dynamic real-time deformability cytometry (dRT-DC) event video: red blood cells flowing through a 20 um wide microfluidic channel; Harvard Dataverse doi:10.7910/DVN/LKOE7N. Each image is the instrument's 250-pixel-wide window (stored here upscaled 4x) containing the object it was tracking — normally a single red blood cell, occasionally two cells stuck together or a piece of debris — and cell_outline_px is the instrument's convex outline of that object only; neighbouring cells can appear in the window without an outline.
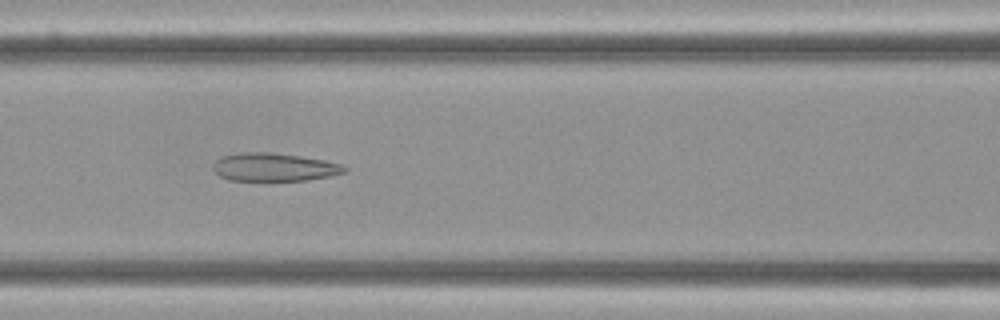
{"species": "Egyptian fruit bat (a non-hibernating species)", "species_latin": "Rousettus aegyptiacus", "temperature_condition": "cold", "stored_images_in_passage": 43, "camera_frame_rate_fps": 3000, "um_per_image_px": 0.085, "frame": {"image": 1, "passage_image": 10, "time_ms": 3.0, "image_size_px": [1000, 320], "cell_outline_px": [[348, 172], [308, 180], [228, 180], [220, 176], [212, 168], [212, 164], [220, 156], [240, 152], [268, 152], [300, 156], [324, 160], [340, 164], [348, 168]], "centroid_in_image_um": [23.28, 14.2], "position_along_channel_um": 143.3, "area_um2": 21.56}}
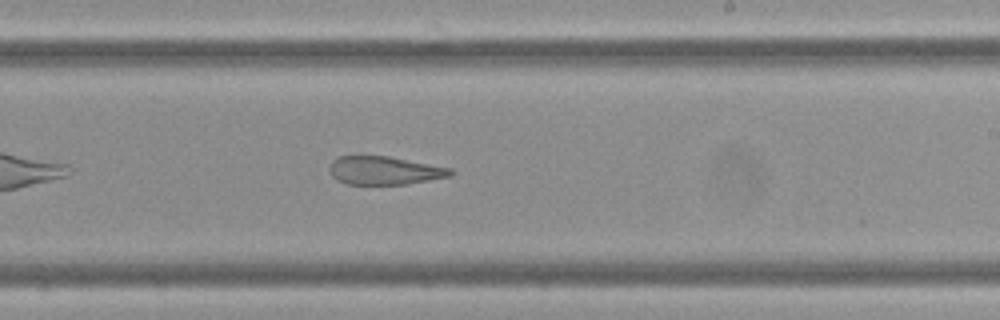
{"frame": {"image": 2, "passage_image": 20, "time_ms": 6.333, "image_size_px": [1000, 320], "cell_outline_px": [[456, 172], [452, 176], [408, 184], [348, 184], [336, 180], [332, 176], [332, 160], [336, 156], [388, 156], [452, 168]], "centroid_in_image_um": [32.74, 14.49], "position_along_channel_um": 256.3, "area_um2": 19.94}}
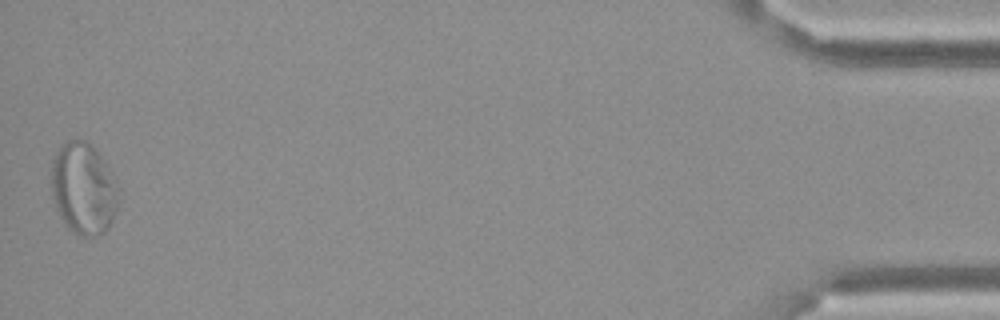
{"frame": {"image": 3, "passage_image": 43, "time_ms": 14.0, "image_size_px": [1000, 320], "cell_outline_px": [[120, 204], [108, 228], [104, 232], [96, 236], [80, 236], [68, 228], [64, 224], [56, 208], [52, 196], [52, 160], [56, 152], [68, 140], [76, 136], [92, 144], [104, 160], [112, 172], [120, 188]], "centroid_in_image_um": [7.14, 16.02], "position_along_channel_um": 428.1, "area_um2": 36.65}, "authors_computed_cell_mechanics": {"area_um2": 23.0622, "velocity_mm_per_s": 3.4029, "shape_relaxation_time_tau1_ms": null, "shape_relaxation_time_tau2_ms": 2.9029, "deformation_change_tau1": null, "deformation_change_tau2": 0.1207}}